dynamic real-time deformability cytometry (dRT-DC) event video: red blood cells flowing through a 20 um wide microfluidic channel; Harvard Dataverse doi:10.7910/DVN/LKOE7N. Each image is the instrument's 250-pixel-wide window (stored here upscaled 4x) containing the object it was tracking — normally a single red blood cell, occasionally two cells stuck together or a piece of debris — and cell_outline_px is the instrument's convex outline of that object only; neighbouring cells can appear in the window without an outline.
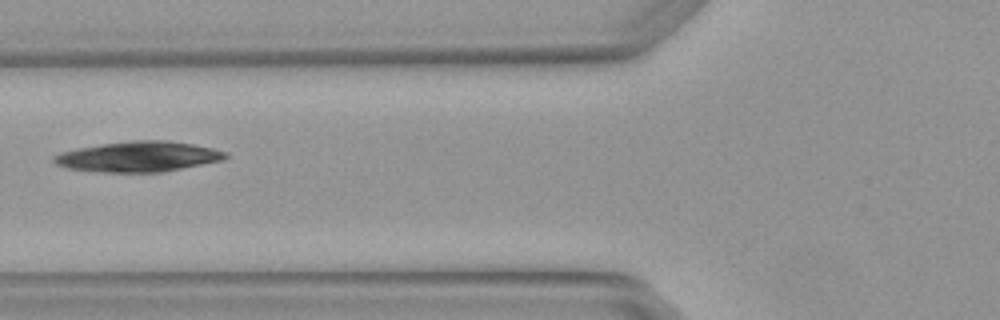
{"species": "Egyptian fruit bat (a non-hibernating species)", "species_latin": "Rousettus aegyptiacus", "temperature_condition": "warm", "stored_images_in_passage": 6, "camera_frame_rate_fps": 3000, "um_per_image_px": 0.085, "animal": {"sex": "female"}, "frame": {"image": 1, "passage_image": 6, "time_ms": 1.667, "image_size_px": [1000, 320], "cell_outline_px": [[228, 156], [224, 160], [160, 172], [96, 172], [68, 168], [56, 164], [52, 160], [52, 156], [60, 152], [80, 148], [104, 144], [132, 140], [168, 140], [192, 144], [212, 148], [228, 152]], "centroid_in_image_um": [11.76, 13.31], "position_along_channel_um": 114.0, "area_um2": 30.23}}